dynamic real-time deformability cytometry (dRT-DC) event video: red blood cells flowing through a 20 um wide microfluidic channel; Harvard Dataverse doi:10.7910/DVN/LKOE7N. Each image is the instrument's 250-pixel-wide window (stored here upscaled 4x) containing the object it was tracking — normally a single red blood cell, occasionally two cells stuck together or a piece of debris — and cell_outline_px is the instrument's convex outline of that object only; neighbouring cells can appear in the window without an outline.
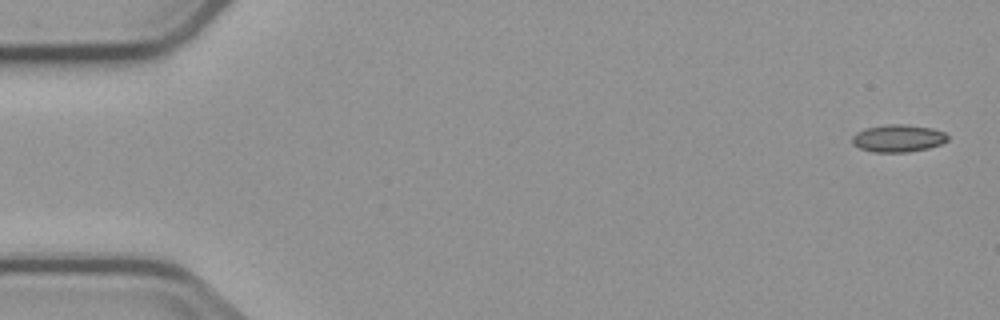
{"species": "common noctule bat (a hibernating species)", "species_latin": "Nyctalus noctula", "temperature_condition": "cold", "stored_images_in_passage": 5, "camera_frame_rate_fps": 3000, "um_per_image_px": 0.085, "animal": {"sex": "male", "body_mass_g": 23.1, "forearm_length_mm": 52.7}, "frame": {"image": 1, "passage_image": 1, "time_ms": 0.0, "image_size_px": [1000, 320], "cell_outline_px": [[948, 140], [940, 144], [928, 148], [908, 152], [872, 152], [860, 148], [852, 144], [852, 136], [856, 132], [864, 128], [888, 124], [904, 124], [932, 128], [944, 132], [948, 136]], "centroid_in_image_um": [76.31, 11.75], "position_along_channel_um": 8.7, "area_um2": 15.32}}